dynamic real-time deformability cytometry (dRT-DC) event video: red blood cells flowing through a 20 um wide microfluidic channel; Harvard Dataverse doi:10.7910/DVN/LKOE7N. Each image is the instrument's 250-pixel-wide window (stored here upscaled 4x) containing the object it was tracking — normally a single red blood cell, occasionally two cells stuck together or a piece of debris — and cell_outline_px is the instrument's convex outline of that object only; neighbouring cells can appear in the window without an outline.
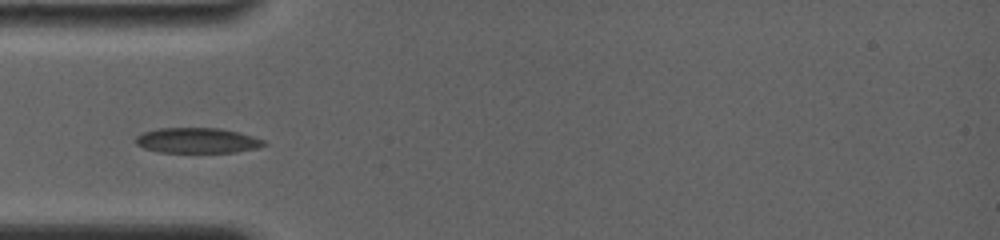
{"species": "common noctule bat (a hibernating species)", "species_latin": "Nyctalus noctula", "temperature_condition": "room temperature", "stored_images_in_passage": 44, "camera_frame_rate_fps": 4000, "um_per_image_px": 0.085, "animal": {"sex": "female", "body_mass_g": 19.0, "forearm_length_mm": 56.7}, "frame": {"image": 1, "passage_image": 1, "time_ms": 0.0, "image_size_px": [1000, 240], "cell_outline_px": [[268, 144], [256, 148], [236, 152], [160, 152], [144, 148], [136, 144], [136, 136], [144, 132], [156, 128], [220, 128], [240, 132], [264, 140]], "centroid_in_image_um": [16.78, 11.93], "position_along_channel_um": 68.2, "area_um2": 18.9}}
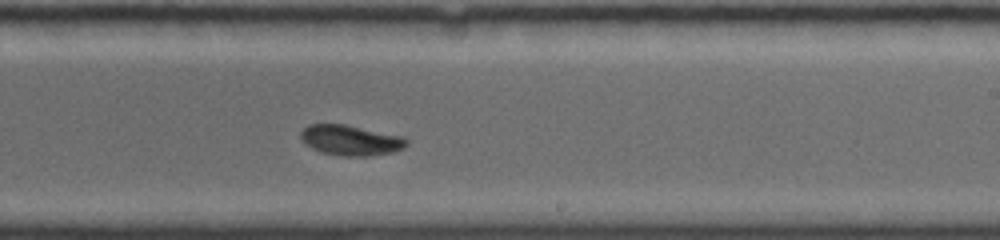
{"frame": {"image": 2, "passage_image": 26, "time_ms": 5.0, "image_size_px": [1000, 240], "cell_outline_px": [[408, 144], [404, 148], [392, 152], [368, 156], [340, 156], [324, 152], [312, 148], [304, 144], [300, 136], [300, 132], [308, 124], [344, 124], [404, 136], [408, 140]], "centroid_in_image_um": [29.82, 11.91], "position_along_channel_um": 259.2, "area_um2": 18.79}}
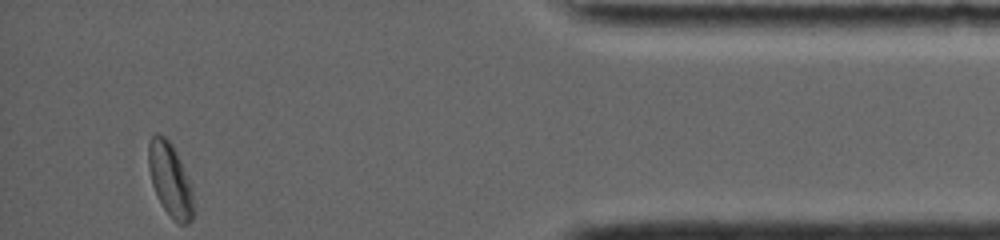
{"frame": {"image": 3, "passage_image": 44, "time_ms": 10.25, "image_size_px": [1000, 240], "cell_outline_px": [[192, 220], [188, 224], [176, 224], [172, 220], [164, 208], [152, 184], [148, 168], [148, 140], [156, 132], [164, 136], [172, 144], [176, 152], [192, 188]], "centroid_in_image_um": [14.43, 15.26], "position_along_channel_um": 420.8, "area_um2": 19.07}}